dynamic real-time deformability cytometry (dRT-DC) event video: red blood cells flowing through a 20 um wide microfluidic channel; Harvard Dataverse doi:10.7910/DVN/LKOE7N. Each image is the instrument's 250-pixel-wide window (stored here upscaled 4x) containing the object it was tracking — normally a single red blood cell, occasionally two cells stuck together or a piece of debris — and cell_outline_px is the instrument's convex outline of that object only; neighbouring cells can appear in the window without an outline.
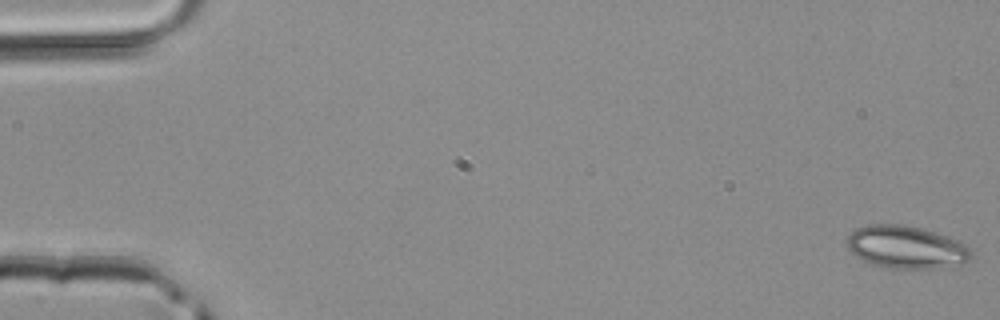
{"species": "common noctule bat (a hibernating species)", "species_latin": "Nyctalus noctula", "temperature_condition": "room temperature", "stored_images_in_passage": 4, "camera_frame_rate_fps": 3000, "um_per_image_px": 0.085, "animal": {"sex": "male", "body_mass_g": 20.4}, "frame": {"image": 1, "passage_image": 1, "time_ms": 0.0, "image_size_px": [1000, 320], "cell_outline_px": [[976, 256], [972, 260], [952, 268], [884, 268], [872, 264], [856, 256], [848, 248], [848, 236], [856, 228], [868, 224], [904, 224], [920, 228], [960, 240], [968, 244], [972, 248]], "centroid_in_image_um": [77.15, 21.02], "position_along_channel_um": 7.9, "area_um2": 31.56}}